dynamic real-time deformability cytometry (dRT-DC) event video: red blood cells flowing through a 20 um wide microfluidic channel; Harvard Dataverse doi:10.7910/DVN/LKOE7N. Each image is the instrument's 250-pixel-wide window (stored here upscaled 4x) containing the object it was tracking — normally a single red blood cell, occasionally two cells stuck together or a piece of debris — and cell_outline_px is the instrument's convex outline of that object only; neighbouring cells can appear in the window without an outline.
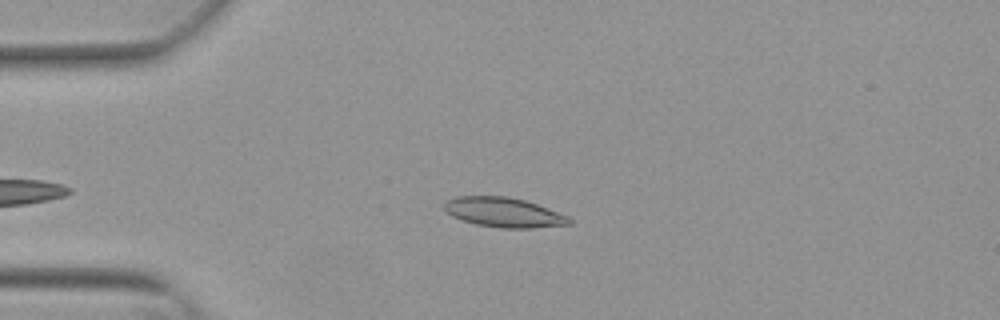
{"species": "Egyptian fruit bat (a non-hibernating species)", "species_latin": "Rousettus aegyptiacus", "temperature_condition": "warm", "stored_images_in_passage": 44, "camera_frame_rate_fps": 3000, "um_per_image_px": 0.085, "animal": {"sex": "female"}, "frame": {"image": 1, "passage_image": 9, "time_ms": 2.667, "image_size_px": [1000, 320], "cell_outline_px": [[572, 224], [532, 228], [500, 228], [476, 224], [452, 216], [444, 208], [444, 204], [448, 200], [456, 196], [508, 196], [524, 200], [536, 204], [568, 216], [572, 220]], "centroid_in_image_um": [42.83, 18.05], "position_along_channel_um": 42.2, "area_um2": 21.44}}
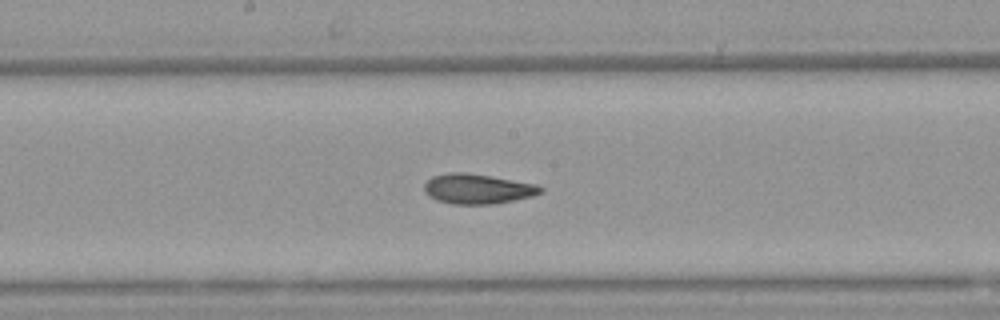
{"frame": {"image": 2, "passage_image": 24, "time_ms": 7.667, "image_size_px": [1000, 320], "cell_outline_px": [[544, 192], [532, 196], [496, 204], [452, 204], [436, 200], [428, 196], [424, 192], [424, 184], [432, 176], [448, 172], [464, 172], [492, 176], [536, 184], [544, 188]], "centroid_in_image_um": [40.59, 16.05], "position_along_channel_um": 207.6, "area_um2": 20.52}}
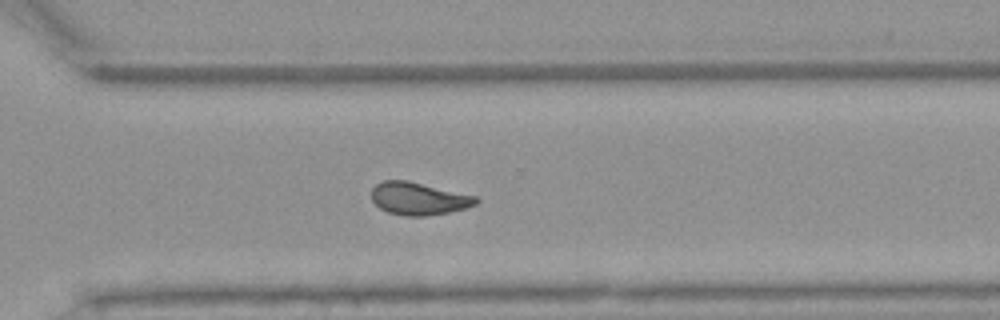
{"frame": {"image": 3, "passage_image": 34, "time_ms": 11.0, "image_size_px": [1000, 320], "cell_outline_px": [[480, 200], [476, 204], [464, 208], [448, 212], [424, 216], [404, 216], [388, 212], [380, 208], [372, 200], [372, 188], [376, 184], [384, 180], [408, 180], [476, 196]], "centroid_in_image_um": [35.57, 16.87], "position_along_channel_um": 335.0, "area_um2": 19.77}, "authors_computed_cell_mechanics": {"area_um2": 20.3456, "velocity_mm_per_s": 3.8273, "shape_relaxation_time_tau1_ms": null, "shape_relaxation_time_tau2_ms": 3.072, "deformation_change_tau1": null, "deformation_change_tau2": 0.0875}}